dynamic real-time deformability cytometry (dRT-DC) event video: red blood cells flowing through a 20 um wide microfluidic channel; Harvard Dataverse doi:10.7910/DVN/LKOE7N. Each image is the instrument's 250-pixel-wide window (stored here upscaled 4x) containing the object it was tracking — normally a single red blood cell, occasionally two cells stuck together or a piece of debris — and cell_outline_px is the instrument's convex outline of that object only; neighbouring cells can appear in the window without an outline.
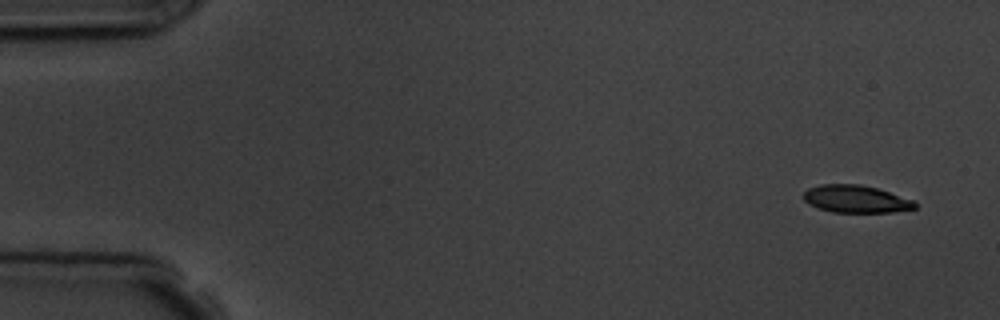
{"species": "common noctule bat (a hibernating species)", "species_latin": "Nyctalus noctula", "temperature_condition": "room temperature", "stored_images_in_passage": 4, "camera_frame_rate_fps": 3000, "um_per_image_px": 0.085, "animal": {"sex": "male", "body_mass_g": 19.5, "forearm_length_mm": 54.6}, "frame": {"image": 1, "passage_image": 1, "time_ms": 0.0, "image_size_px": [1000, 320], "cell_outline_px": [[916, 208], [892, 212], [832, 212], [816, 208], [808, 204], [804, 200], [804, 192], [808, 188], [820, 184], [860, 184], [876, 188], [916, 200]], "centroid_in_image_um": [72.74, 16.91], "position_along_channel_um": 12.3, "area_um2": 17.98}}